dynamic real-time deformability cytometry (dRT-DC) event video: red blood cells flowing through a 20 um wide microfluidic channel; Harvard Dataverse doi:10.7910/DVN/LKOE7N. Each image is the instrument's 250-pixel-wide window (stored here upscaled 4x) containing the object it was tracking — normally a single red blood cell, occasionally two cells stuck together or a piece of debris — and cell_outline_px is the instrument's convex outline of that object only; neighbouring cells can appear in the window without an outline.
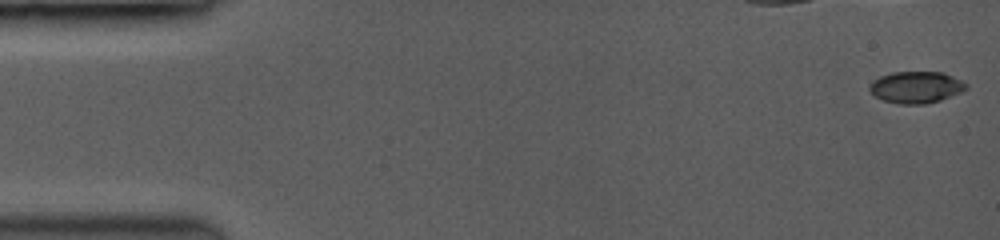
{"species": "common noctule bat (a hibernating species)", "species_latin": "Nyctalus noctula", "temperature_condition": "room temperature", "stored_images_in_passage": 30, "camera_frame_rate_fps": 3500, "um_per_image_px": 0.085, "animal": {"sex": "female", "body_mass_g": 19.0, "forearm_length_mm": 53.3}, "frame": {"image": 1, "passage_image": 1, "time_ms": 0.0, "image_size_px": [1000, 240], "cell_outline_px": [[968, 88], [960, 92], [940, 100], [924, 104], [900, 104], [880, 100], [868, 88], [868, 84], [872, 80], [880, 76], [892, 72], [944, 72], [968, 84]], "centroid_in_image_um": [77.84, 7.41], "position_along_channel_um": 7.2, "area_um2": 17.92}}
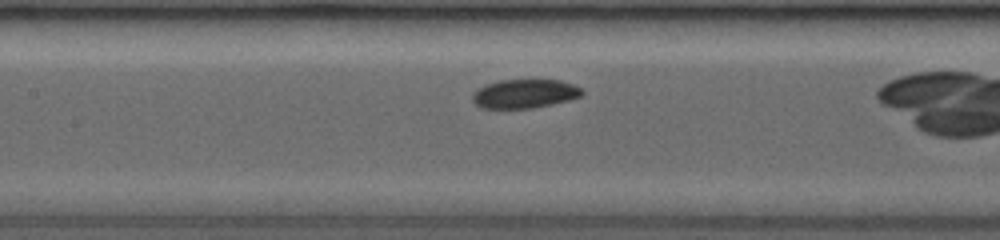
{"frame": {"image": 2, "passage_image": 14, "time_ms": 3.714, "image_size_px": [1000, 240], "cell_outline_px": [[584, 92], [580, 96], [552, 104], [532, 108], [484, 108], [476, 104], [472, 100], [472, 96], [484, 84], [500, 80], [560, 80], [572, 84], [580, 88]], "centroid_in_image_um": [44.58, 7.96], "position_along_channel_um": 162.8, "area_um2": 18.15}}
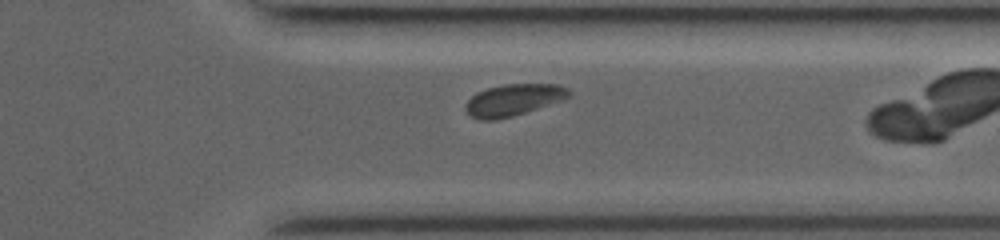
{"frame": {"image": 3, "passage_image": 28, "time_ms": 7.714, "image_size_px": [1000, 240], "cell_outline_px": [[572, 92], [564, 100], [512, 116], [496, 120], [480, 120], [472, 116], [464, 108], [464, 104], [472, 96], [488, 88], [508, 84], [560, 84], [568, 88]], "centroid_in_image_um": [43.67, 8.49], "position_along_channel_um": 367.7, "area_um2": 18.96}}